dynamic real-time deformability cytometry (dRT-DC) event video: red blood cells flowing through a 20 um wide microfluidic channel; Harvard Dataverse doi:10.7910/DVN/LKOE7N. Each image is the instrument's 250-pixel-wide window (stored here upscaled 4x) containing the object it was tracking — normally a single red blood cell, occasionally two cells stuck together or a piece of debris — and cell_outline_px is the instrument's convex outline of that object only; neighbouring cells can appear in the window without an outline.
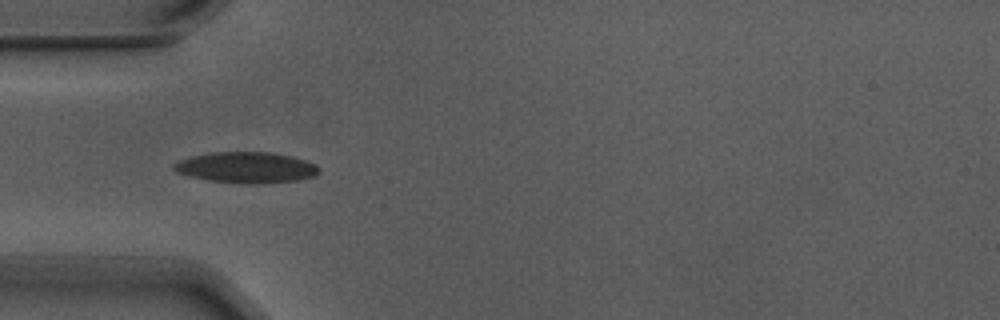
{"species": "Egyptian fruit bat (a non-hibernating species)", "species_latin": "Rousettus aegyptiacus", "temperature_condition": "warm", "stored_images_in_passage": 5, "camera_frame_rate_fps": 3000, "um_per_image_px": 0.085, "animal": {"sex": "male"}, "frame": {"image": 1, "passage_image": 5, "time_ms": 1.333, "image_size_px": [1000, 320], "cell_outline_px": [[320, 172], [316, 176], [300, 180], [256, 184], [252, 184], [212, 180], [188, 176], [176, 172], [172, 168], [172, 164], [180, 160], [192, 156], [212, 152], [272, 152], [292, 156], [316, 164], [320, 168]], "centroid_in_image_um": [20.97, 14.23], "position_along_channel_um": 64.0, "area_um2": 26.24}}